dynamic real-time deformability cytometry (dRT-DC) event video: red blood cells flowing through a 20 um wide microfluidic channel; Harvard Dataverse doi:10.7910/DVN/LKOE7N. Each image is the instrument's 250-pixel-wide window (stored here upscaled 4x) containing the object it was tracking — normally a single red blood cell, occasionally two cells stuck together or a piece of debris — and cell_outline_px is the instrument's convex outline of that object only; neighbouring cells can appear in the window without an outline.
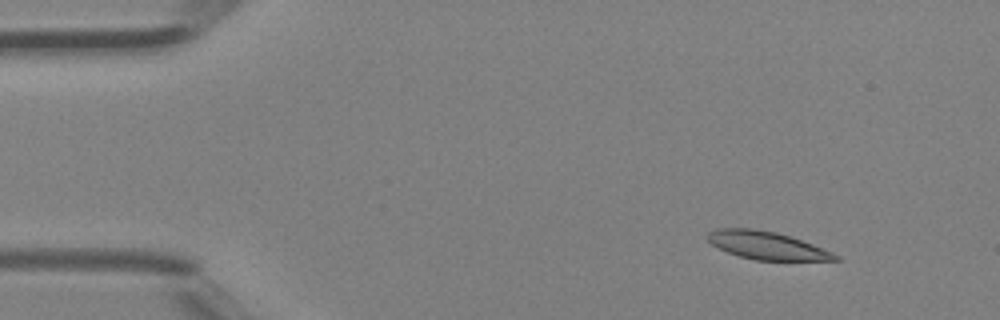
{"species": "Egyptian fruit bat (a non-hibernating species)", "species_latin": "Rousettus aegyptiacus", "temperature_condition": "room temperature", "stored_images_in_passage": 4, "camera_frame_rate_fps": 3000, "um_per_image_px": 0.085, "animal": {"sex": "female"}, "frame": {"image": 1, "passage_image": 1, "time_ms": 0.0, "image_size_px": [1000, 320], "cell_outline_px": [[840, 260], [756, 260], [740, 256], [728, 252], [712, 244], [704, 236], [708, 232], [716, 228], [752, 228], [776, 232], [812, 244], [832, 252], [840, 256]], "centroid_in_image_um": [65.14, 20.85], "position_along_channel_um": 19.9, "area_um2": 20.52}}
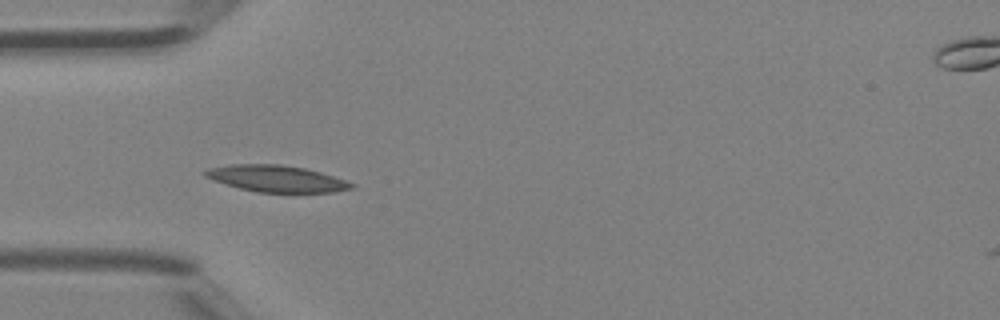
{"frame": {"image": 2, "passage_image": 3, "time_ms": 0.667, "image_size_px": [1000, 320], "cell_outline_px": [[356, 184], [352, 188], [336, 192], [256, 192], [240, 188], [212, 180], [204, 176], [200, 172], [208, 168], [228, 164], [280, 164], [304, 168], [320, 172]], "centroid_in_image_um": [23.44, 15.17], "position_along_channel_um": 61.6, "area_um2": 22.66}}
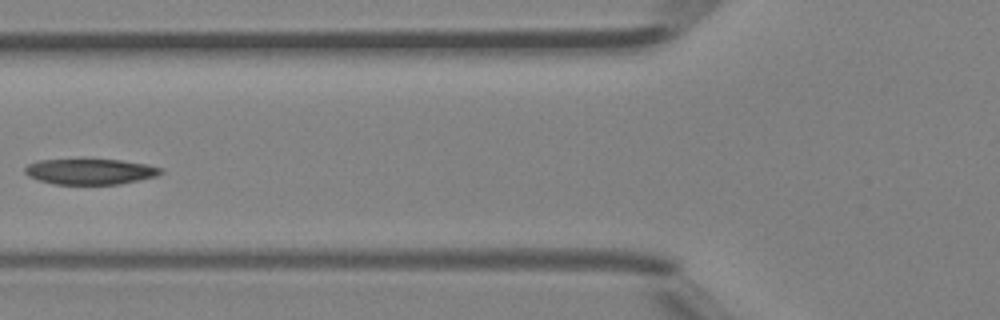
{"frame": {"image": 3, "passage_image": 4, "time_ms": 1.0, "image_size_px": [1000, 320], "cell_outline_px": [[164, 172], [156, 176], [120, 184], [52, 184], [36, 180], [28, 176], [24, 172], [24, 168], [28, 164], [40, 160], [120, 160], [148, 164], [164, 168]], "centroid_in_image_um": [7.67, 14.59], "position_along_channel_um": 118.1, "area_um2": 20.35}}